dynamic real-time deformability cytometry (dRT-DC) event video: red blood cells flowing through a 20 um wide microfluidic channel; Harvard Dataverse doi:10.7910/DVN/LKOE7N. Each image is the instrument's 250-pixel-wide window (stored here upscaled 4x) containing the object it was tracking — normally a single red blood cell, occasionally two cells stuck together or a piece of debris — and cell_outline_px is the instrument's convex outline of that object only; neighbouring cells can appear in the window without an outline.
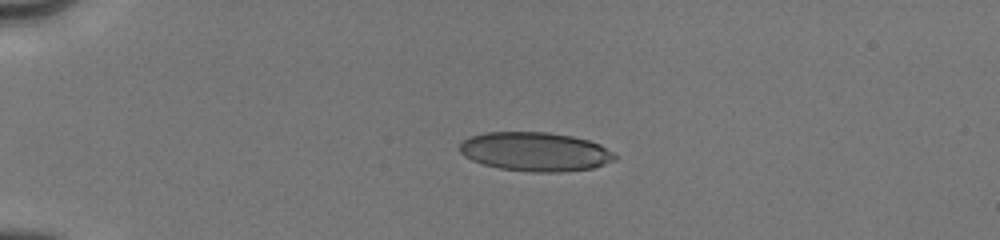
{"species": "human", "species_latin": "Homo sapiens", "temperature_condition": "cold", "stored_images_in_passage": 60, "camera_frame_rate_fps": 3000, "um_per_image_px": 0.085, "donor": {"sex": "male"}, "frame": {"image": 1, "passage_image": 1, "time_ms": 0.0, "image_size_px": [1000, 240], "cell_outline_px": [[616, 160], [592, 168], [560, 172], [532, 172], [500, 168], [484, 164], [472, 160], [464, 156], [460, 152], [460, 144], [468, 136], [484, 132], [548, 132], [572, 136], [588, 140], [600, 144], [612, 152], [616, 156]], "centroid_in_image_um": [45.48, 12.88], "position_along_channel_um": 39.5, "area_um2": 35.26}}
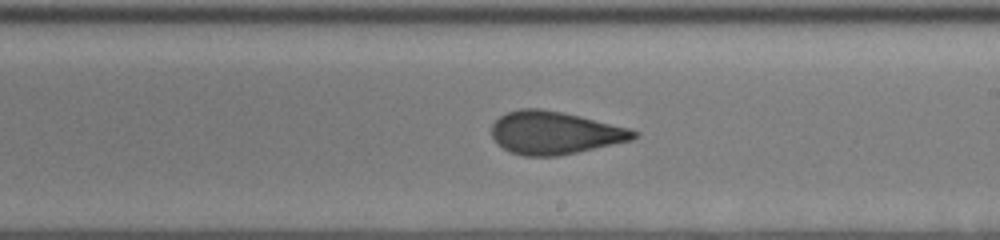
{"frame": {"image": 2, "passage_image": 40, "time_ms": 6.333, "image_size_px": [1000, 240], "cell_outline_px": [[640, 132], [632, 140], [576, 152], [556, 156], [524, 156], [512, 152], [504, 148], [492, 136], [492, 124], [500, 116], [508, 112], [520, 108], [540, 108], [564, 112], [632, 128]], "centroid_in_image_um": [47.18, 11.27], "position_along_channel_um": 241.8, "area_um2": 35.37}}
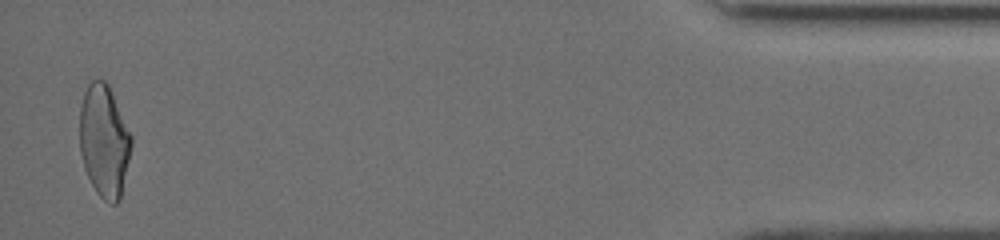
{"frame": {"image": 3, "passage_image": 59, "time_ms": 12.667, "image_size_px": [1000, 240], "cell_outline_px": [[132, 144], [120, 200], [116, 204], [112, 204], [104, 200], [96, 192], [84, 168], [80, 152], [80, 108], [84, 92], [88, 84], [92, 80], [104, 80], [108, 84], [112, 92], [132, 136]], "centroid_in_image_um": [8.85, 11.99], "position_along_channel_um": 426.3, "area_um2": 33.76}, "authors_computed_cell_mechanics": {"area_um2": 35.7204, "velocity_mm_per_s": 4.0346, "shape_relaxation_time_tau1_ms": 5.1559, "shape_relaxation_time_tau2_ms": 1.099, "deformation_change_tau1": 0.1596, "deformation_change_tau2": 0.0729}}